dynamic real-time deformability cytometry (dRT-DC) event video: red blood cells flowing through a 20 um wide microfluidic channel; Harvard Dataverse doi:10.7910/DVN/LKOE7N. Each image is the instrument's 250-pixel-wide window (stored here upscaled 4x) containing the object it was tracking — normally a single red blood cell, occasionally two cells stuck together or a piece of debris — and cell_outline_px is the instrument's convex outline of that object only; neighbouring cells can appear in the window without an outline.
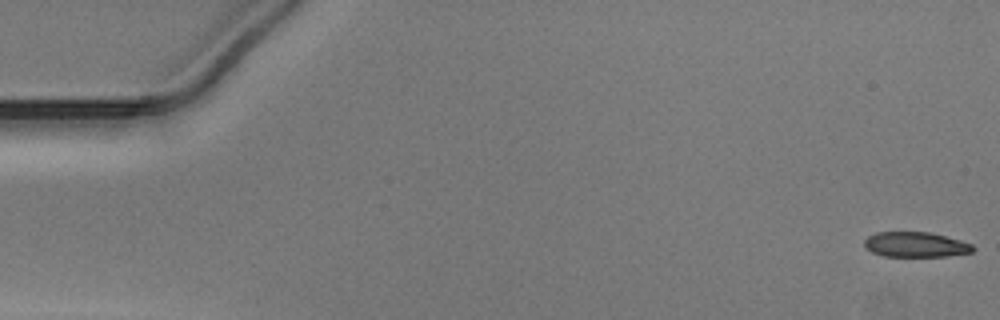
{"species": "Egyptian fruit bat (a non-hibernating species)", "species_latin": "Rousettus aegyptiacus", "temperature_condition": "warm", "stored_images_in_passage": 10, "camera_frame_rate_fps": 3000, "um_per_image_px": 0.085, "animal": {"sex": "male"}, "frame": {"image": 1, "passage_image": 1, "time_ms": 0.0, "image_size_px": [1000, 320], "cell_outline_px": [[976, 248], [972, 252], [948, 256], [884, 256], [872, 252], [864, 244], [864, 240], [868, 236], [876, 232], [928, 232], [960, 240], [972, 244]], "centroid_in_image_um": [77.84, 20.79], "position_along_channel_um": 7.2, "area_um2": 15.78}}